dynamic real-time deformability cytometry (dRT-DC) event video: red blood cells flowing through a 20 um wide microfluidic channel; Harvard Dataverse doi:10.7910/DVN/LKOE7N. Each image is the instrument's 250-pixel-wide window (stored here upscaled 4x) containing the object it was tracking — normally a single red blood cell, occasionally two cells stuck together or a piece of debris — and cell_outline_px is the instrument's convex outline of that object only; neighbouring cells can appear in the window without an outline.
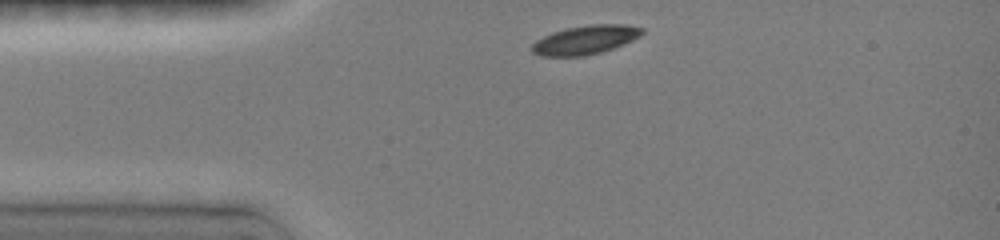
{"species": "common noctule bat (a hibernating species)", "species_latin": "Nyctalus noctula", "temperature_condition": "room temperature", "stored_images_in_passage": 7, "camera_frame_rate_fps": 3000, "um_per_image_px": 0.085, "animal": {"sex": "female", "body_mass_g": 19.0, "forearm_length_mm": 51.5}, "frame": {"image": 1, "passage_image": 1, "time_ms": 0.0, "image_size_px": [1000, 240], "cell_outline_px": [[644, 32], [640, 36], [624, 44], [600, 52], [580, 56], [540, 56], [532, 52], [532, 44], [536, 40], [552, 32], [564, 28], [588, 24], [628, 24], [644, 28]], "centroid_in_image_um": [49.76, 3.37], "position_along_channel_um": 35.2, "area_um2": 18.61}}
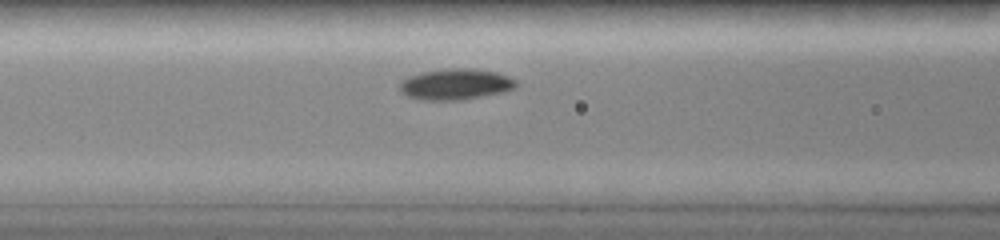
{"frame": {"image": 2, "passage_image": 5, "time_ms": 3.0, "image_size_px": [1000, 240], "cell_outline_px": [[516, 84], [512, 88], [500, 92], [460, 100], [420, 100], [408, 96], [400, 88], [400, 84], [408, 76], [424, 72], [448, 68], [472, 68], [496, 72], [508, 76], [516, 80]], "centroid_in_image_um": [38.71, 7.15], "position_along_channel_um": 127.9, "area_um2": 20.58}}